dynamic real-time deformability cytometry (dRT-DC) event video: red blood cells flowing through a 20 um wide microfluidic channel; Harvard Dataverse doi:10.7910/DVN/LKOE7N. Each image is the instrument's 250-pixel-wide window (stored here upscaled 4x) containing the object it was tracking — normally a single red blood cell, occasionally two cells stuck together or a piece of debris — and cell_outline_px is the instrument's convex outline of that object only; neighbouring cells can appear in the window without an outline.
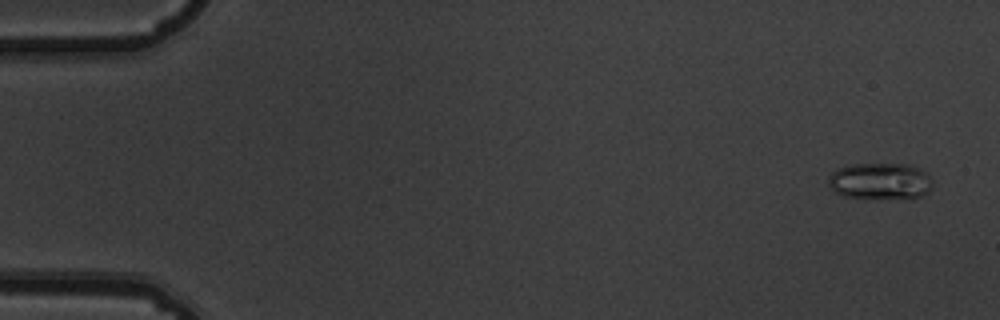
{"species": "common noctule bat (a hibernating species)", "species_latin": "Nyctalus noctula", "temperature_condition": "warm", "stored_images_in_passage": 5, "camera_frame_rate_fps": 3000, "um_per_image_px": 0.085, "animal": {"sex": "male", "body_mass_g": 19.5, "forearm_length_mm": 54.6}, "frame": {"image": 1, "passage_image": 1, "time_ms": 0.0, "image_size_px": [1000, 320], "cell_outline_px": [[932, 188], [928, 192], [920, 196], [844, 196], [836, 192], [828, 184], [828, 176], [832, 172], [840, 168], [852, 164], [908, 164], [924, 172], [928, 176], [932, 184]], "centroid_in_image_um": [74.78, 15.35], "position_along_channel_um": 10.2, "area_um2": 21.15}}
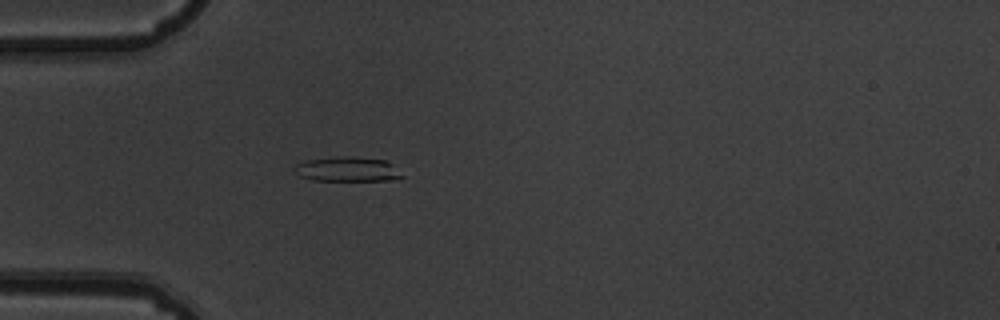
{"frame": {"image": 2, "passage_image": 5, "time_ms": 1.333, "image_size_px": [1000, 320], "cell_outline_px": [[404, 176], [384, 180], [312, 180], [300, 176], [292, 172], [292, 168], [296, 164], [304, 160], [336, 156], [352, 156], [384, 160], [392, 164]], "centroid_in_image_um": [29.43, 14.37], "position_along_channel_um": 55.6, "area_um2": 15.49}}